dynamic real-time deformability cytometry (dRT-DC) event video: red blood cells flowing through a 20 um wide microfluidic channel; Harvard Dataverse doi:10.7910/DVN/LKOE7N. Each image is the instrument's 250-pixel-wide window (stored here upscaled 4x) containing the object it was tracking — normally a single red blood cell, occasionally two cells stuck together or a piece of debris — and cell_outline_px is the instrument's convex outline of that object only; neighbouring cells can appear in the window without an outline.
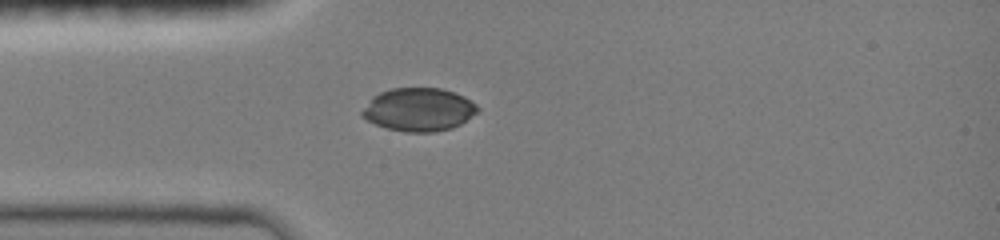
{"species": "common noctule bat (a hibernating species)", "species_latin": "Nyctalus noctula", "temperature_condition": "room temperature", "stored_images_in_passage": 15, "camera_frame_rate_fps": 3000, "um_per_image_px": 0.085, "animal": {"sex": "female", "body_mass_g": 19.0, "forearm_length_mm": 51.5}, "frame": {"image": 1, "passage_image": 1, "time_ms": 0.0, "image_size_px": [1000, 240], "cell_outline_px": [[480, 108], [476, 112], [460, 124], [452, 128], [436, 132], [404, 132], [384, 128], [360, 116], [360, 112], [372, 96], [380, 92], [392, 88], [440, 88], [464, 96], [472, 100]], "centroid_in_image_um": [35.56, 9.32], "position_along_channel_um": 49.4, "area_um2": 29.19}}
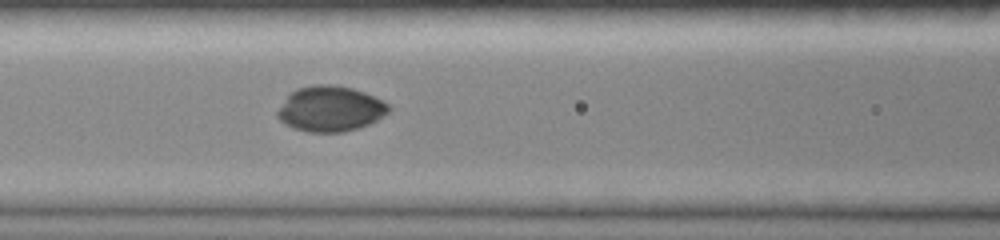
{"frame": {"image": 2, "passage_image": 7, "time_ms": 2.0, "image_size_px": [1000, 240], "cell_outline_px": [[392, 108], [388, 112], [376, 120], [368, 124], [344, 132], [308, 132], [292, 128], [284, 124], [276, 116], [276, 112], [288, 96], [296, 88], [312, 84], [332, 84], [352, 88], [364, 92], [384, 100]], "centroid_in_image_um": [28.07, 9.24], "position_along_channel_um": 138.5, "area_um2": 29.54}}
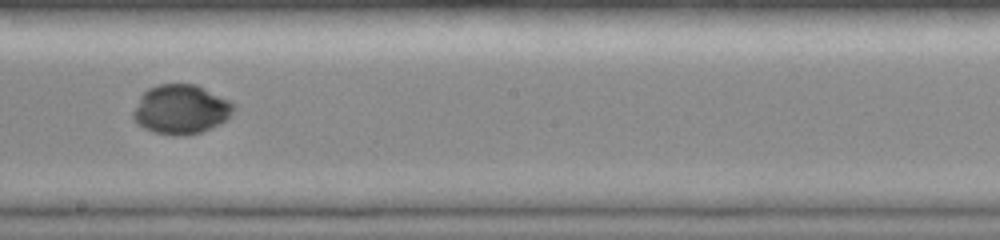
{"frame": {"image": 3, "passage_image": 13, "time_ms": 4.0, "image_size_px": [1000, 240], "cell_outline_px": [[236, 108], [228, 120], [200, 132], [188, 136], [172, 136], [152, 132], [136, 124], [132, 116], [132, 112], [140, 96], [148, 88], [156, 84], [196, 84], [236, 104]], "centroid_in_image_um": [15.37, 9.31], "position_along_channel_um": 232.8, "area_um2": 29.3}}